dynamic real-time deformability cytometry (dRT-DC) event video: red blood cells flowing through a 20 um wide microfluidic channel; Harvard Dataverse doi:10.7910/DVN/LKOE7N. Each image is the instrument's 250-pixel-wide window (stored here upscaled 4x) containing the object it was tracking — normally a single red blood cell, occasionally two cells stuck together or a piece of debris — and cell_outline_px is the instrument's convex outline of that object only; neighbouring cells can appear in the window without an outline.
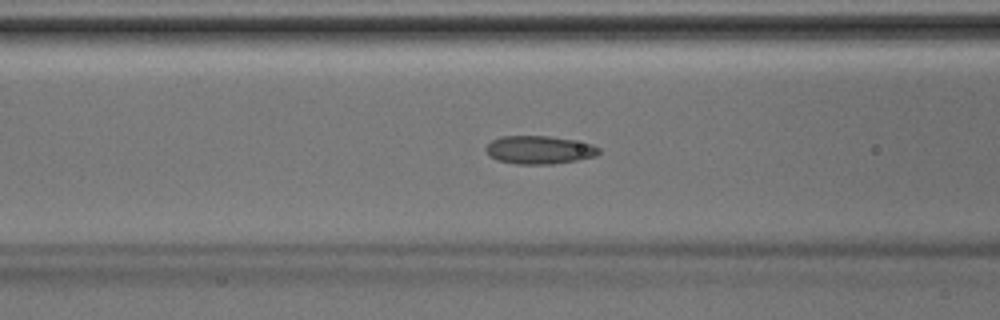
{"species": "Egyptian fruit bat (a non-hibernating species)", "species_latin": "Rousettus aegyptiacus", "temperature_condition": "room temperature", "stored_images_in_passage": 42, "camera_frame_rate_fps": 3000, "um_per_image_px": 0.085, "animal": {"sex": "male"}, "frame": {"image": 1, "passage_image": 16, "time_ms": 5.0, "image_size_px": [1000, 320], "cell_outline_px": [[600, 152], [596, 156], [576, 160], [552, 164], [516, 164], [496, 160], [488, 156], [484, 148], [492, 140], [500, 136], [548, 136], [572, 140], [592, 144], [600, 148]], "centroid_in_image_um": [45.8, 12.74], "position_along_channel_um": 120.8, "area_um2": 18.61}}
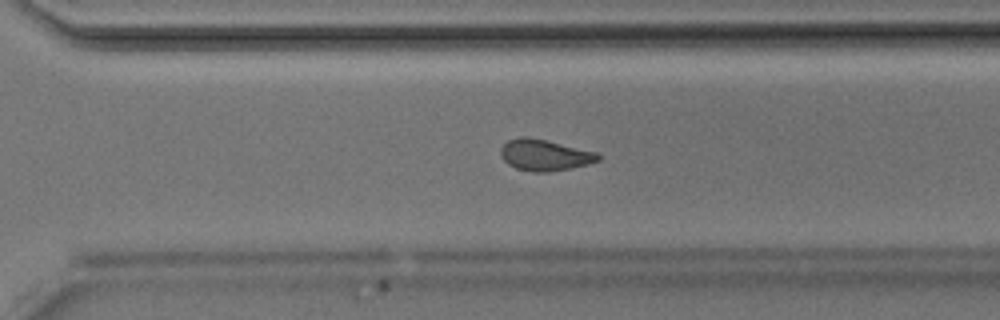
{"frame": {"image": 2, "passage_image": 29, "time_ms": 9.333, "image_size_px": [1000, 320], "cell_outline_px": [[600, 160], [588, 164], [572, 168], [548, 172], [536, 172], [516, 168], [508, 164], [500, 156], [500, 148], [508, 140], [520, 136], [528, 136], [600, 152]], "centroid_in_image_um": [46.32, 13.17], "position_along_channel_um": 324.3, "area_um2": 17.98}}
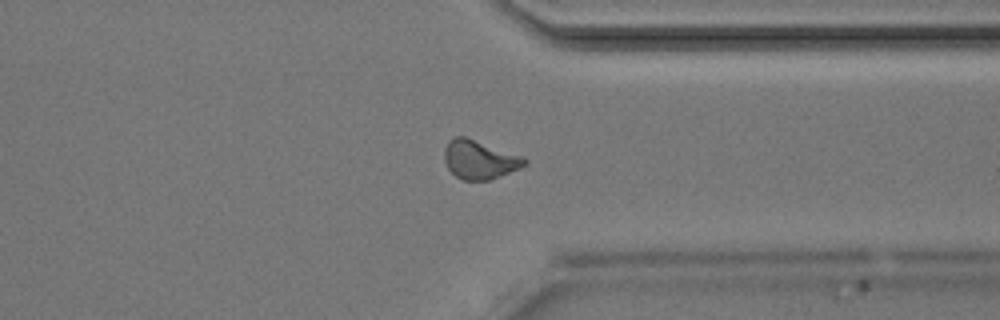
{"frame": {"image": 3, "passage_image": 32, "time_ms": 10.333, "image_size_px": [1000, 320], "cell_outline_px": [[528, 164], [520, 168], [488, 180], [464, 180], [456, 176], [448, 168], [444, 160], [444, 148], [448, 140], [456, 136], [464, 136], [524, 156], [528, 160]], "centroid_in_image_um": [40.77, 13.55], "position_along_channel_um": 370.6, "area_um2": 18.15}}